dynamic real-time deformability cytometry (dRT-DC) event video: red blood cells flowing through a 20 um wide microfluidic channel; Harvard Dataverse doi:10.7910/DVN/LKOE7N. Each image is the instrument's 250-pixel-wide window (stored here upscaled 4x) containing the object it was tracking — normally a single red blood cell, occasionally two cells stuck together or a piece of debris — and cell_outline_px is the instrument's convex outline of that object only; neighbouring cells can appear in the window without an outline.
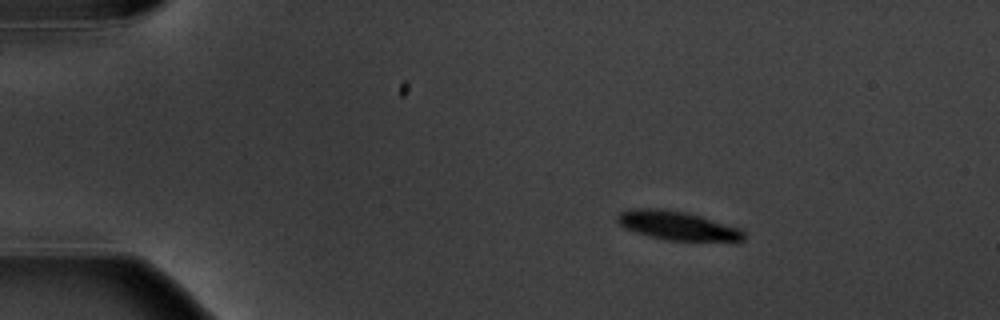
{"species": "common noctule bat (a hibernating species)", "species_latin": "Nyctalus noctula", "temperature_condition": "warm", "stored_images_in_passage": 6, "camera_frame_rate_fps": 3000, "um_per_image_px": 0.085, "animal": {"sex": "male", "body_mass_g": 20.1, "forearm_length_mm": 53.5}, "frame": {"image": 1, "passage_image": 1, "time_ms": 0.0, "image_size_px": [1000, 320], "cell_outline_px": [[744, 240], [664, 240], [648, 236], [624, 228], [616, 220], [616, 216], [620, 212], [632, 208], [664, 208], [688, 212], [740, 228], [744, 232]], "centroid_in_image_um": [57.51, 19.15], "position_along_channel_um": 27.5, "area_um2": 21.21}}
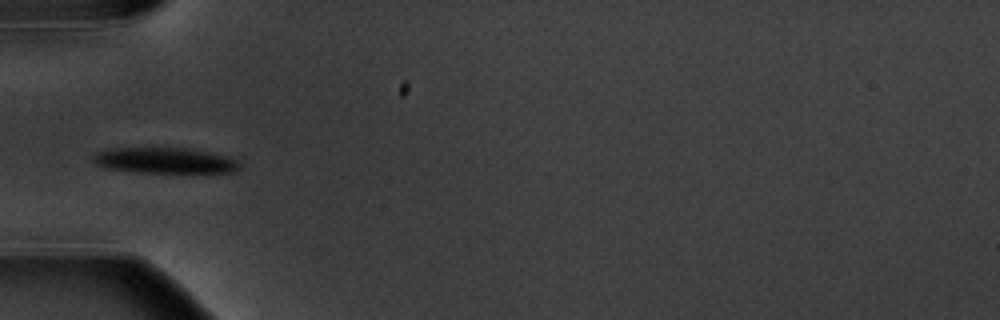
{"frame": {"image": 2, "passage_image": 4, "time_ms": 3.333, "image_size_px": [1000, 320], "cell_outline_px": [[240, 168], [236, 172], [140, 172], [104, 168], [96, 164], [92, 160], [92, 156], [96, 152], [116, 148], [184, 148], [228, 156], [236, 160], [240, 164]], "centroid_in_image_um": [13.99, 13.64], "position_along_channel_um": 71.0, "area_um2": 21.73}}
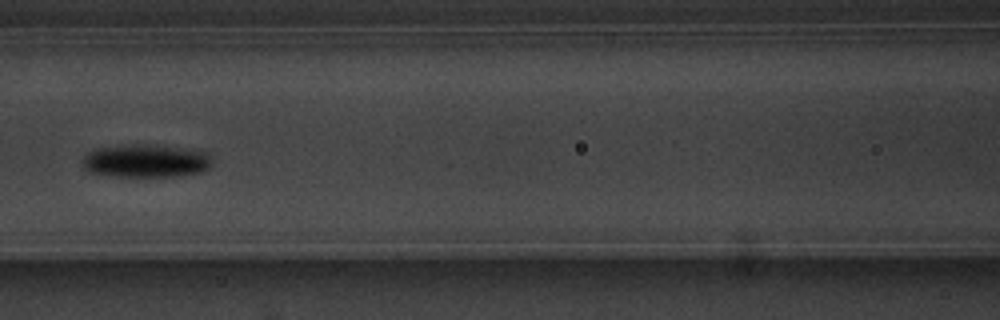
{"frame": {"image": 3, "passage_image": 6, "time_ms": 5.667, "image_size_px": [1000, 320], "cell_outline_px": [[212, 164], [208, 168], [200, 172], [180, 176], [112, 176], [88, 172], [84, 168], [84, 156], [88, 152], [100, 148], [132, 144], [152, 144], [192, 148], [208, 152], [212, 160]], "centroid_in_image_um": [12.47, 13.66], "position_along_channel_um": 154.1, "area_um2": 25.26}}